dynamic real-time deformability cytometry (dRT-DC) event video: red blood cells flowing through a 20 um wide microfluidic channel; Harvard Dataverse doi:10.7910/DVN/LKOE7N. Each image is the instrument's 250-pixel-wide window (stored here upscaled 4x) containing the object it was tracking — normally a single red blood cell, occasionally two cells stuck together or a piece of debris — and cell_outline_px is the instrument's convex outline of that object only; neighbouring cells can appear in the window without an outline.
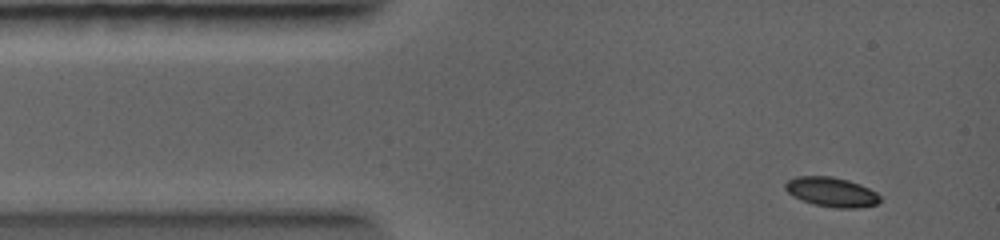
{"species": "common noctule bat (a hibernating species)", "species_latin": "Nyctalus noctula", "temperature_condition": "warm", "stored_images_in_passage": 7, "camera_frame_rate_fps": 5000, "um_per_image_px": 0.085, "animal": {"sex": "female", "body_mass_g": 19.0, "forearm_length_mm": 56.7}, "frame": {"image": 1, "passage_image": 1, "time_ms": 0.0, "image_size_px": [1000, 240], "cell_outline_px": [[880, 200], [876, 204], [860, 208], [836, 208], [812, 204], [800, 200], [792, 196], [784, 188], [784, 184], [788, 180], [796, 176], [832, 176], [848, 180], [860, 184], [876, 192], [880, 196]], "centroid_in_image_um": [70.65, 16.32], "position_along_channel_um": 14.3, "area_um2": 16.47}}
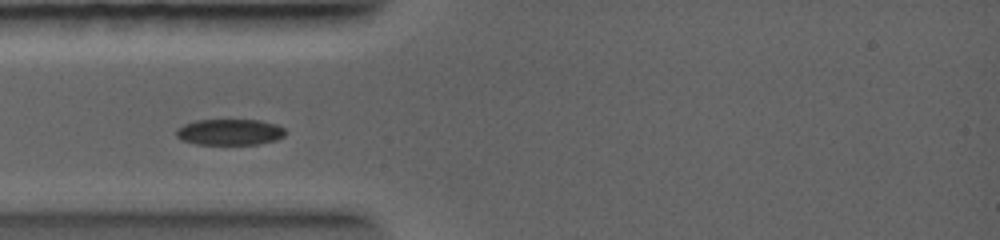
{"frame": {"image": 2, "passage_image": 4, "time_ms": 2.2, "image_size_px": [1000, 240], "cell_outline_px": [[288, 132], [284, 136], [276, 140], [256, 144], [196, 144], [184, 140], [176, 136], [176, 128], [184, 124], [196, 120], [260, 120], [276, 124], [284, 128]], "centroid_in_image_um": [19.55, 11.22], "position_along_channel_um": 65.4, "area_um2": 16.59}}
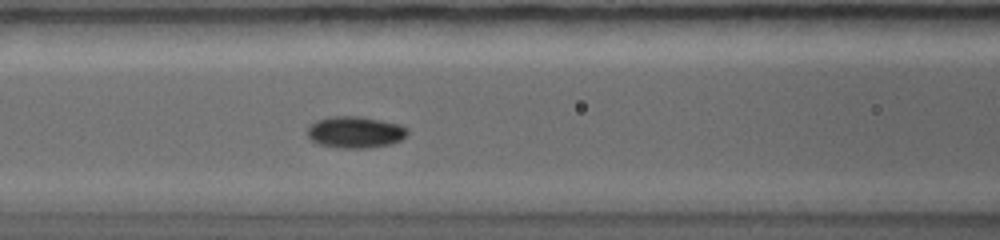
{"frame": {"image": 3, "passage_image": 6, "time_ms": 3.6, "image_size_px": [1000, 240], "cell_outline_px": [[408, 132], [400, 140], [392, 144], [368, 148], [340, 148], [320, 144], [312, 140], [308, 136], [308, 128], [316, 120], [332, 116], [360, 116], [400, 124], [408, 128]], "centroid_in_image_um": [30.21, 11.23], "position_along_channel_um": 136.4, "area_um2": 18.38}}